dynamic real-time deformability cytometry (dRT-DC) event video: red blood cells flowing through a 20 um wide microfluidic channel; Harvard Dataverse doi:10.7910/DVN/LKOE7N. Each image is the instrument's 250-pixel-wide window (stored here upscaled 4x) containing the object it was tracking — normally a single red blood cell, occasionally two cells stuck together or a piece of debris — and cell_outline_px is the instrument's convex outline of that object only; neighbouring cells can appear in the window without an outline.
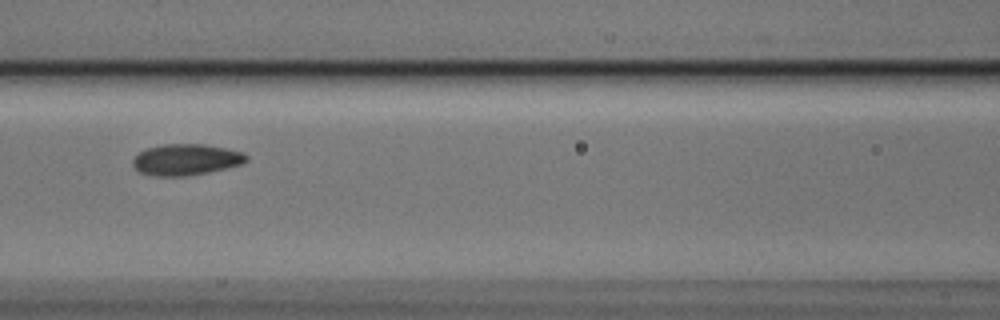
{"species": "Egyptian fruit bat (a non-hibernating species)", "species_latin": "Rousettus aegyptiacus", "temperature_condition": "cold", "stored_images_in_passage": 8, "camera_frame_rate_fps": 3000, "um_per_image_px": 0.085, "animal": {"sex": "male"}, "frame": {"image": 1, "passage_image": 7, "time_ms": 2.0, "image_size_px": [1000, 320], "cell_outline_px": [[248, 160], [244, 164], [208, 172], [184, 176], [152, 176], [140, 172], [132, 164], [132, 160], [140, 152], [148, 148], [160, 144], [204, 144], [244, 152], [248, 156]], "centroid_in_image_um": [15.83, 13.56], "position_along_channel_um": 150.8, "area_um2": 20.69}}
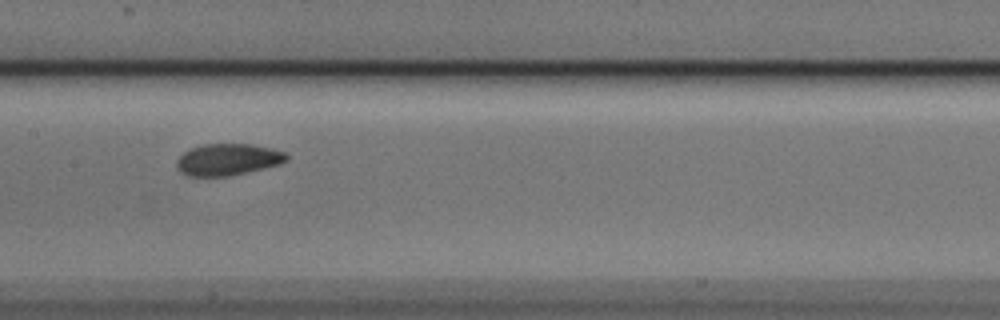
{"frame": {"image": 2, "passage_image": 8, "time_ms": 2.333, "image_size_px": [1000, 320], "cell_outline_px": [[288, 160], [280, 164], [228, 176], [188, 176], [180, 172], [176, 164], [176, 160], [184, 152], [192, 148], [204, 144], [252, 144], [272, 148], [288, 152]], "centroid_in_image_um": [19.39, 13.55], "position_along_channel_um": 188.0, "area_um2": 20.29}}